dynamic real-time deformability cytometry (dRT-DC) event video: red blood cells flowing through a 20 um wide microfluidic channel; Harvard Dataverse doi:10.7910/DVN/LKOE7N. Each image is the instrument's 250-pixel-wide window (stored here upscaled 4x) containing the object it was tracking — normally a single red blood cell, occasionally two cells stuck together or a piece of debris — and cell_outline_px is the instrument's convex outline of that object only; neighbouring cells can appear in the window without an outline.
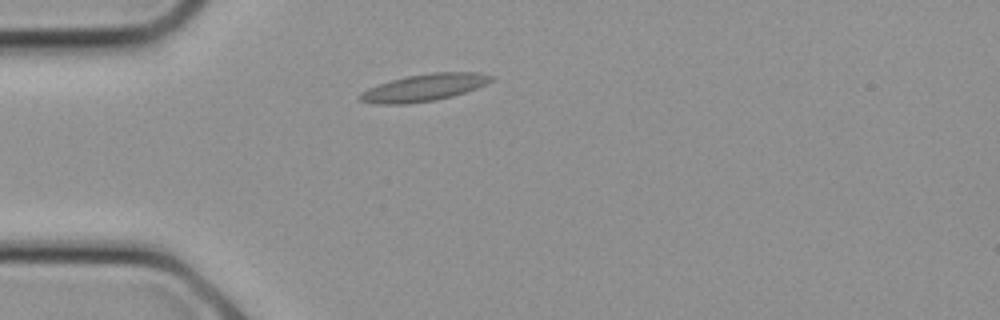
{"species": "common noctule bat (a hibernating species)", "species_latin": "Nyctalus noctula", "temperature_condition": "cold", "stored_images_in_passage": 22, "camera_frame_rate_fps": 3000, "um_per_image_px": 0.085, "animal": {"sex": "female", "body_mass_g": 21.9}, "frame": {"image": 1, "passage_image": 4, "time_ms": 1.0, "image_size_px": [1000, 320], "cell_outline_px": [[496, 76], [492, 80], [476, 88], [452, 96], [436, 100], [408, 104], [376, 104], [360, 100], [356, 96], [360, 92], [368, 88], [392, 80], [408, 76], [432, 72], [480, 72]], "centroid_in_image_um": [36.04, 7.45], "position_along_channel_um": 49.0, "area_um2": 20.69}}
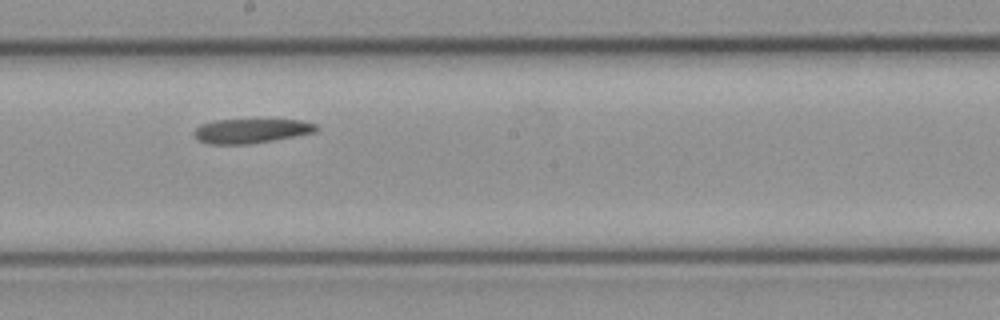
{"frame": {"image": 2, "passage_image": 11, "time_ms": 3.333, "image_size_px": [1000, 320], "cell_outline_px": [[320, 128], [316, 132], [296, 136], [248, 144], [208, 144], [200, 140], [192, 132], [200, 124], [216, 120], [300, 120], [316, 124]], "centroid_in_image_um": [21.36, 11.12], "position_along_channel_um": 226.8, "area_um2": 17.28}}
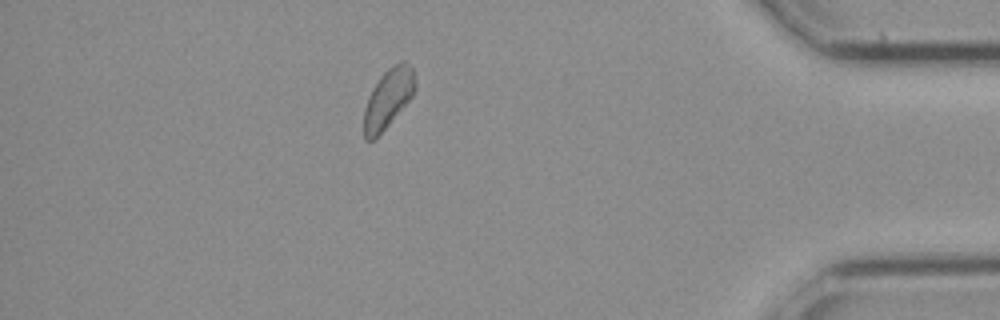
{"frame": {"image": 3, "passage_image": 19, "time_ms": 6.0, "image_size_px": [1000, 320], "cell_outline_px": [[416, 88], [412, 96], [388, 124], [372, 140], [364, 140], [364, 108], [368, 96], [372, 88], [380, 76], [392, 64], [400, 60], [404, 60], [412, 68], [416, 84]], "centroid_in_image_um": [32.98, 8.31], "position_along_channel_um": 402.2, "area_um2": 17.46}}